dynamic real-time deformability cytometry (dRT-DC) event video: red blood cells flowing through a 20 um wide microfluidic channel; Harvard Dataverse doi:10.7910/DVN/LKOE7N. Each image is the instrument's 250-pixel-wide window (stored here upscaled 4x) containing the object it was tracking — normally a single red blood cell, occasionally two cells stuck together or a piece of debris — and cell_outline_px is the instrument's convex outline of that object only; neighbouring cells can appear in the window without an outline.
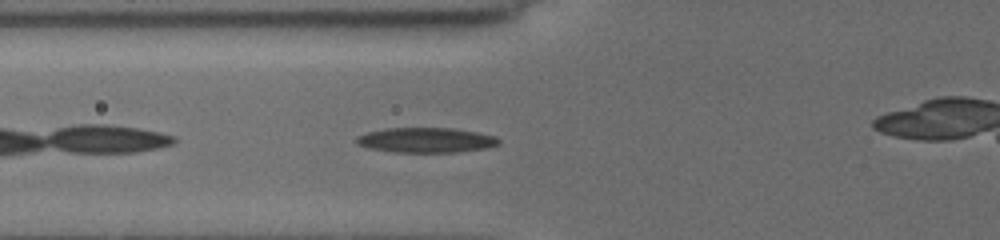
{"species": "common noctule bat (a hibernating species)", "species_latin": "Nyctalus noctula", "temperature_condition": "cold", "stored_images_in_passage": 25, "camera_frame_rate_fps": 3000, "um_per_image_px": 0.085, "animal": {"sex": "female", "body_mass_g": 19.5, "forearm_length_mm": 54.1}, "frame": {"image": 1, "passage_image": 19, "time_ms": 7.667, "image_size_px": [1000, 240], "cell_outline_px": [[500, 144], [488, 148], [456, 152], [392, 152], [368, 148], [356, 144], [356, 136], [368, 132], [384, 128], [452, 128], [476, 132], [496, 136], [500, 140]], "centroid_in_image_um": [36.21, 11.91], "position_along_channel_um": 89.6, "area_um2": 20.87}}
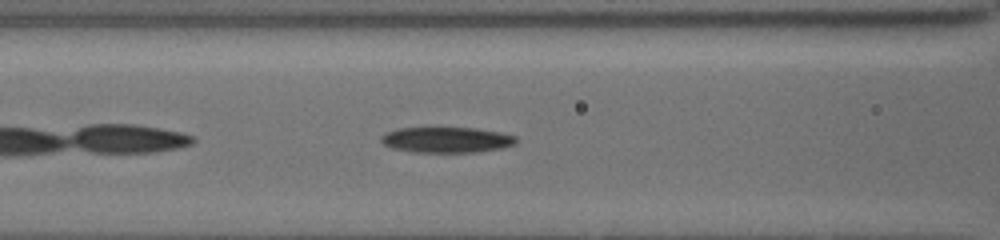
{"frame": {"image": 2, "passage_image": 21, "time_ms": 8.667, "image_size_px": [1000, 240], "cell_outline_px": [[516, 144], [504, 148], [476, 152], [412, 152], [392, 148], [384, 144], [380, 140], [380, 136], [384, 132], [396, 128], [428, 124], [436, 124], [476, 128], [500, 132], [516, 136]], "centroid_in_image_um": [37.88, 11.82], "position_along_channel_um": 128.7, "area_um2": 21.62}}
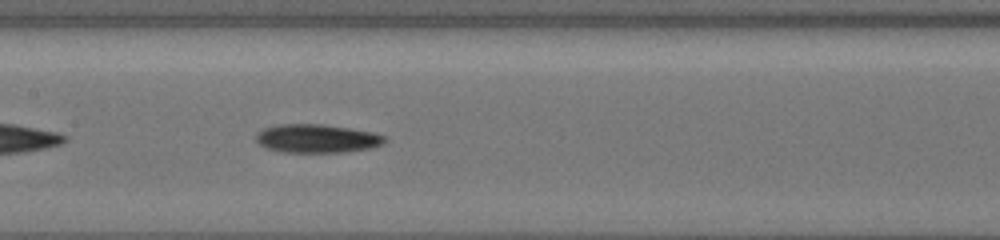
{"frame": {"image": 3, "passage_image": 24, "time_ms": 10.0, "image_size_px": [1000, 240], "cell_outline_px": [[384, 144], [372, 148], [344, 152], [284, 152], [268, 148], [260, 144], [256, 140], [256, 136], [264, 128], [280, 124], [324, 124], [372, 132], [384, 136]], "centroid_in_image_um": [26.96, 11.77], "position_along_channel_um": 180.4, "area_um2": 21.15}}